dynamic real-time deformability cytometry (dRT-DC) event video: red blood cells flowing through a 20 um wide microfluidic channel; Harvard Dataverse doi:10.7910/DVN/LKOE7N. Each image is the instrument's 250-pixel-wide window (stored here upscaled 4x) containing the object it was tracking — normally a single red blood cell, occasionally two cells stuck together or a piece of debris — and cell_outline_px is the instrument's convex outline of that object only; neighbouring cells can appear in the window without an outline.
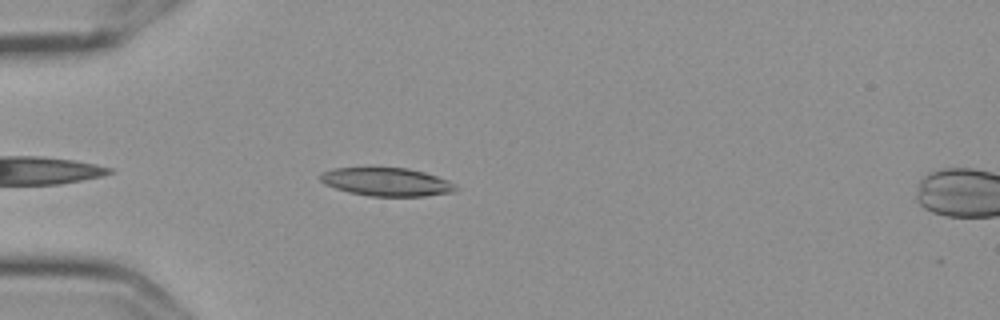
{"species": "Egyptian fruit bat (a non-hibernating species)", "species_latin": "Rousettus aegyptiacus", "temperature_condition": "cold", "stored_images_in_passage": 41, "camera_frame_rate_fps": 3000, "um_per_image_px": 0.085, "frame": {"image": 1, "passage_image": 4, "time_ms": 1.0, "image_size_px": [1000, 320], "cell_outline_px": [[456, 192], [424, 196], [368, 196], [348, 192], [324, 184], [320, 180], [320, 172], [332, 168], [408, 168], [424, 172], [448, 180], [456, 188]], "centroid_in_image_um": [32.83, 15.46], "position_along_channel_um": 52.2, "area_um2": 22.25}}
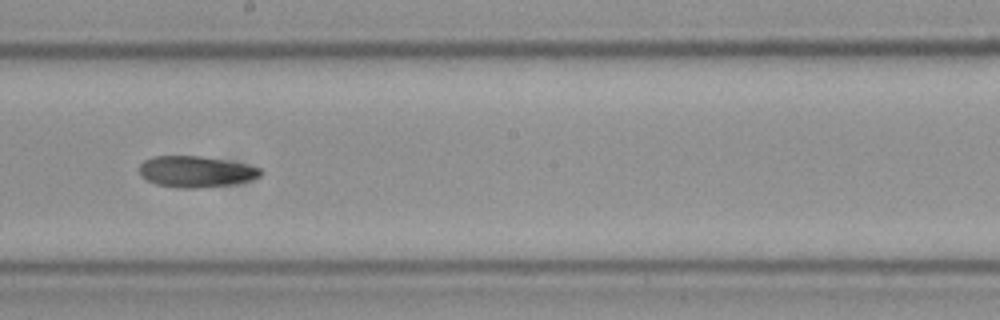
{"frame": {"image": 2, "passage_image": 20, "time_ms": 6.333, "image_size_px": [1000, 320], "cell_outline_px": [[264, 172], [260, 176], [248, 180], [232, 184], [200, 188], [180, 188], [156, 184], [140, 176], [140, 164], [144, 160], [152, 156], [200, 156], [244, 164], [260, 168]], "centroid_in_image_um": [16.62, 14.59], "position_along_channel_um": 231.6, "area_um2": 21.85}}
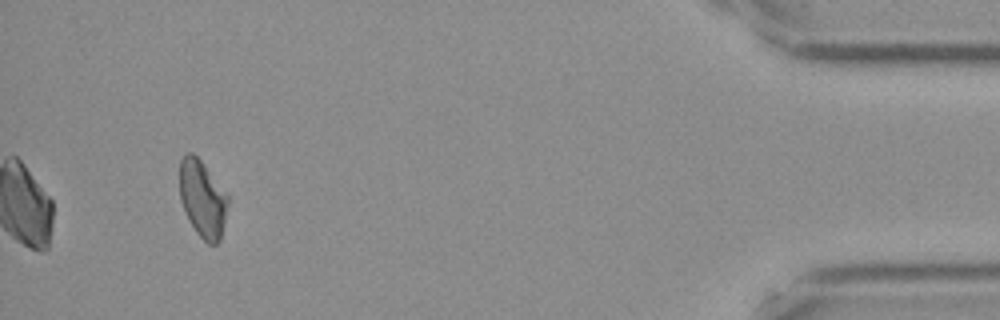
{"frame": {"image": 3, "passage_image": 41, "time_ms": 13.333, "image_size_px": [1000, 320], "cell_outline_px": [[228, 204], [220, 240], [216, 244], [208, 244], [196, 232], [184, 212], [180, 200], [180, 160], [184, 152], [192, 152], [200, 160], [228, 196]], "centroid_in_image_um": [17.19, 16.9], "position_along_channel_um": 418.0, "area_um2": 21.44}, "authors_computed_cell_mechanics": {"area_um2": 21.6172, "velocity_mm_per_s": 3.6077, "shape_relaxation_time_tau1_ms": null, "shape_relaxation_time_tau2_ms": 6.827, "deformation_change_tau1": null, "deformation_change_tau2": 0.125}}